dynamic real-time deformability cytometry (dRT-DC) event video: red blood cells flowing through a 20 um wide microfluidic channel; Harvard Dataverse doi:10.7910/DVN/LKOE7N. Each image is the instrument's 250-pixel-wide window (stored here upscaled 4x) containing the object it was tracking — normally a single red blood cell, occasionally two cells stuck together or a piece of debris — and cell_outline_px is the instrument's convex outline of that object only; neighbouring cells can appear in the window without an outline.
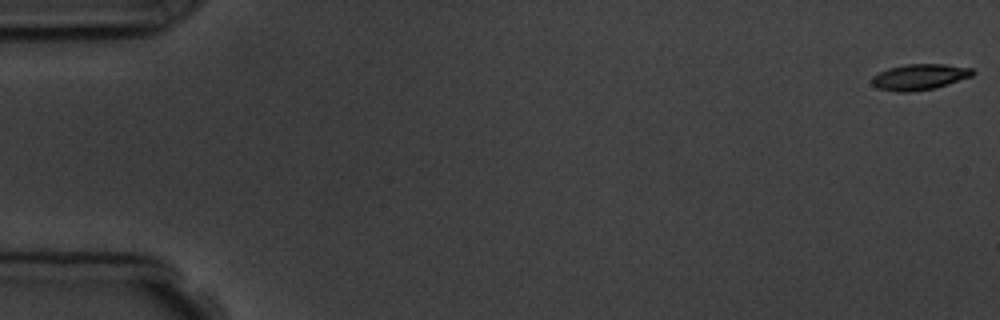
{"species": "common noctule bat (a hibernating species)", "species_latin": "Nyctalus noctula", "temperature_condition": "room temperature", "stored_images_in_passage": 6, "camera_frame_rate_fps": 3000, "um_per_image_px": 0.085, "animal": {"sex": "male", "body_mass_g": 19.5, "forearm_length_mm": 54.6}, "frame": {"image": 1, "passage_image": 1, "time_ms": 0.0, "image_size_px": [1000, 320], "cell_outline_px": [[976, 72], [972, 76], [948, 84], [932, 88], [908, 92], [896, 92], [876, 88], [872, 84], [872, 76], [888, 68], [908, 64], [944, 64], [972, 68]], "centroid_in_image_um": [78.15, 6.54], "position_along_channel_um": 6.8, "area_um2": 15.14}}
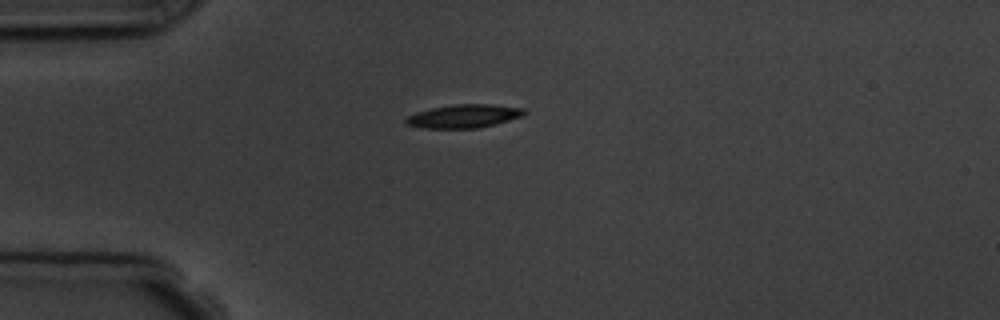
{"frame": {"image": 2, "passage_image": 5, "time_ms": 4.667, "image_size_px": [1000, 320], "cell_outline_px": [[528, 112], [524, 116], [476, 128], [424, 128], [404, 124], [404, 120], [408, 116], [416, 112], [432, 108], [452, 104], [492, 104], [524, 108]], "centroid_in_image_um": [39.43, 9.86], "position_along_channel_um": 45.6, "area_um2": 16.13}}